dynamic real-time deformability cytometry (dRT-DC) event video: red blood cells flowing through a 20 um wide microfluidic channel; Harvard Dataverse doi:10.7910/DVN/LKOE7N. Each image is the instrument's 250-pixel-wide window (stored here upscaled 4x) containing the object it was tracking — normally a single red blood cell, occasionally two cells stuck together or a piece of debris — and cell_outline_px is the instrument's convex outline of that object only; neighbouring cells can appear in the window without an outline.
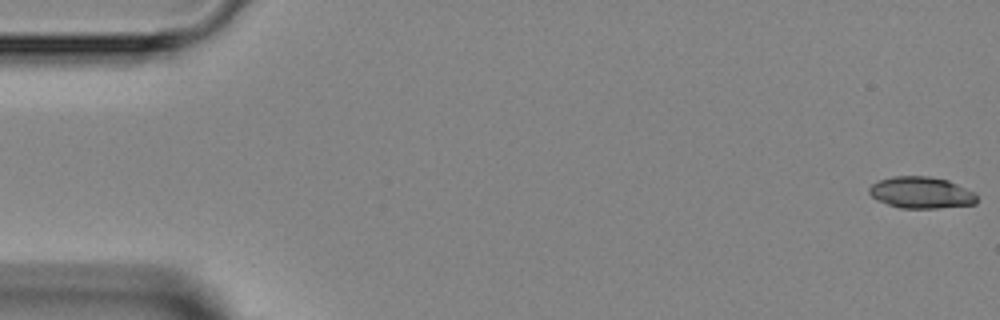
{"species": "Egyptian fruit bat (a non-hibernating species)", "species_latin": "Rousettus aegyptiacus", "temperature_condition": "room temperature", "stored_images_in_passage": 5, "camera_frame_rate_fps": 3000, "um_per_image_px": 0.085, "animal": {"sex": "female"}, "frame": {"image": 1, "passage_image": 1, "time_ms": 0.0, "image_size_px": [1000, 320], "cell_outline_px": [[976, 204], [940, 208], [900, 208], [876, 200], [868, 192], [868, 188], [872, 184], [880, 180], [892, 176], [928, 176], [948, 180], [972, 192], [976, 196]], "centroid_in_image_um": [78.26, 16.37], "position_along_channel_um": 6.7, "area_um2": 19.71}}
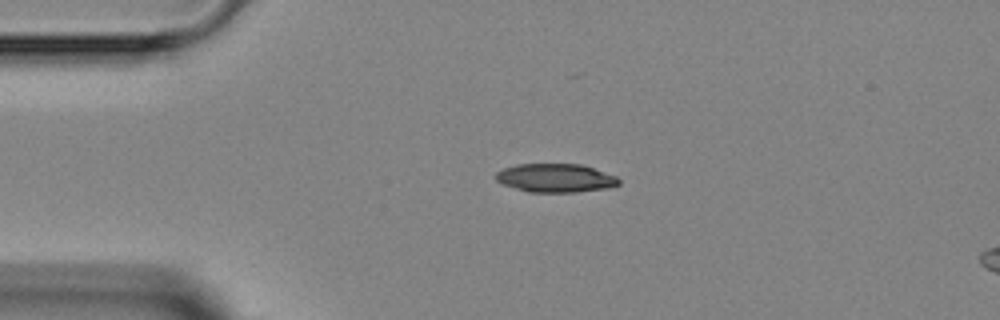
{"frame": {"image": 2, "passage_image": 4, "time_ms": 3.333, "image_size_px": [1000, 320], "cell_outline_px": [[620, 184], [612, 188], [576, 192], [528, 192], [504, 184], [496, 180], [496, 172], [504, 168], [516, 164], [580, 164], [616, 176], [620, 180]], "centroid_in_image_um": [47.25, 15.13], "position_along_channel_um": 37.8, "area_um2": 20.46}}